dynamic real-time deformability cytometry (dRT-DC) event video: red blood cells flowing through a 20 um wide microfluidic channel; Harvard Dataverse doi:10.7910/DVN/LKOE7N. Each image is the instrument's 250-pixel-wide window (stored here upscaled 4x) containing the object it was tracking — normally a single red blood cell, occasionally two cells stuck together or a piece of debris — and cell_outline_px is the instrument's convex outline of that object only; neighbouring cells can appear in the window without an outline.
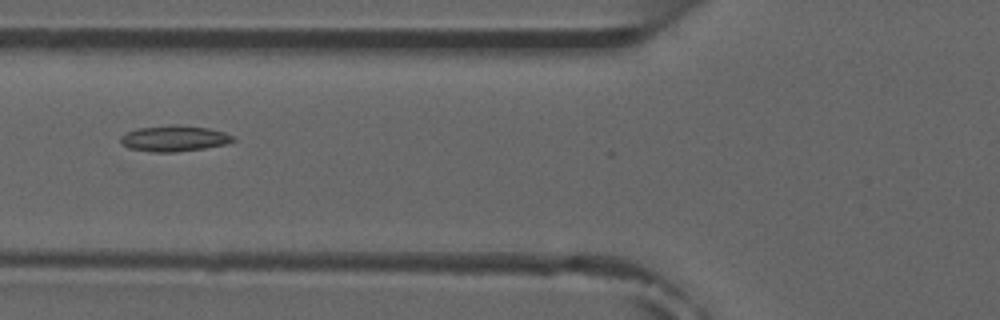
{"species": "common noctule bat (a hibernating species)", "species_latin": "Nyctalus noctula", "temperature_condition": "room temperature", "stored_images_in_passage": 6, "camera_frame_rate_fps": 3000, "um_per_image_px": 0.085, "animal": {"sex": "male", "forearm_length_mm": 52.5}, "frame": {"image": 1, "passage_image": 6, "time_ms": 5.667, "image_size_px": [1000, 320], "cell_outline_px": [[236, 140], [228, 144], [204, 148], [176, 152], [152, 152], [128, 148], [120, 144], [120, 136], [136, 128], [172, 124], [180, 124], [208, 128], [224, 132], [236, 136]], "centroid_in_image_um": [14.82, 11.76], "position_along_channel_um": 111.0, "area_um2": 17.34}}